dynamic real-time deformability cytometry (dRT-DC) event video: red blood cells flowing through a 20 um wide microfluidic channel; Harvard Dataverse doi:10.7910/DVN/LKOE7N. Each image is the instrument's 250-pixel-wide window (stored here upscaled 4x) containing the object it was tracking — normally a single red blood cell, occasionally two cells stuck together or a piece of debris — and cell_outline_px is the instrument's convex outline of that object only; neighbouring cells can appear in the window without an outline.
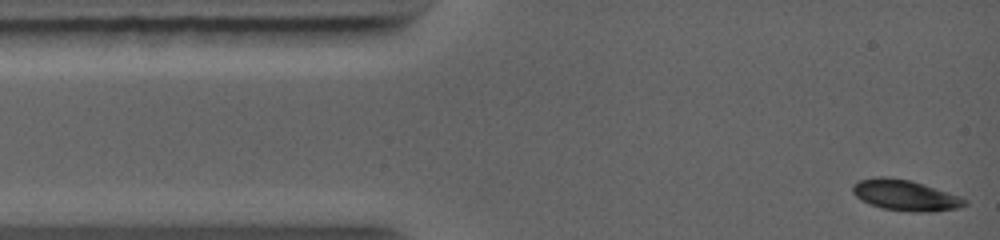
{"species": "common noctule bat (a hibernating species)", "species_latin": "Nyctalus noctula", "temperature_condition": "warm", "stored_images_in_passage": 33, "camera_frame_rate_fps": 5000, "um_per_image_px": 0.085, "animal": {"sex": "female", "body_mass_g": 19.0, "forearm_length_mm": 56.7}, "frame": {"image": 1, "passage_image": 1, "time_ms": 0.0, "image_size_px": [1000, 240], "cell_outline_px": [[968, 204], [960, 208], [936, 212], [912, 212], [880, 208], [860, 200], [852, 192], [852, 184], [860, 180], [876, 176], [888, 176], [912, 180], [960, 196], [968, 200]], "centroid_in_image_um": [76.96, 16.6], "position_along_channel_um": 8.0, "area_um2": 20.58}}
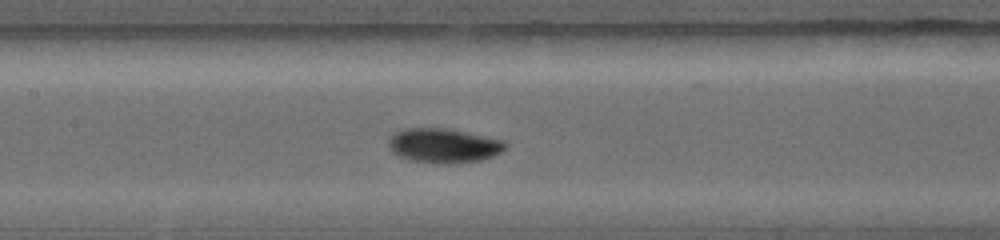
{"frame": {"image": 2, "passage_image": 15, "time_ms": 4.8, "image_size_px": [1000, 240], "cell_outline_px": [[508, 148], [492, 156], [480, 160], [440, 164], [412, 160], [400, 156], [392, 152], [388, 148], [388, 136], [392, 132], [400, 128], [444, 128], [504, 140], [508, 144]], "centroid_in_image_um": [37.65, 12.36], "position_along_channel_um": 169.7, "area_um2": 23.52}}
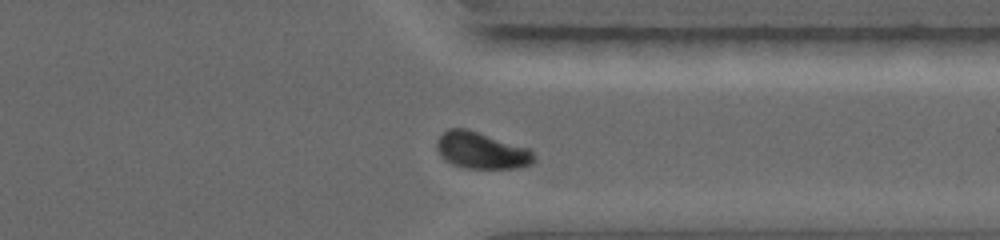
{"frame": {"image": 3, "passage_image": 28, "time_ms": 9.0, "image_size_px": [1000, 240], "cell_outline_px": [[536, 160], [532, 164], [520, 168], [464, 168], [452, 164], [444, 160], [440, 156], [436, 148], [436, 140], [448, 128], [464, 128], [532, 148], [536, 156]], "centroid_in_image_um": [40.96, 12.8], "position_along_channel_um": 370.4, "area_um2": 21.15}}